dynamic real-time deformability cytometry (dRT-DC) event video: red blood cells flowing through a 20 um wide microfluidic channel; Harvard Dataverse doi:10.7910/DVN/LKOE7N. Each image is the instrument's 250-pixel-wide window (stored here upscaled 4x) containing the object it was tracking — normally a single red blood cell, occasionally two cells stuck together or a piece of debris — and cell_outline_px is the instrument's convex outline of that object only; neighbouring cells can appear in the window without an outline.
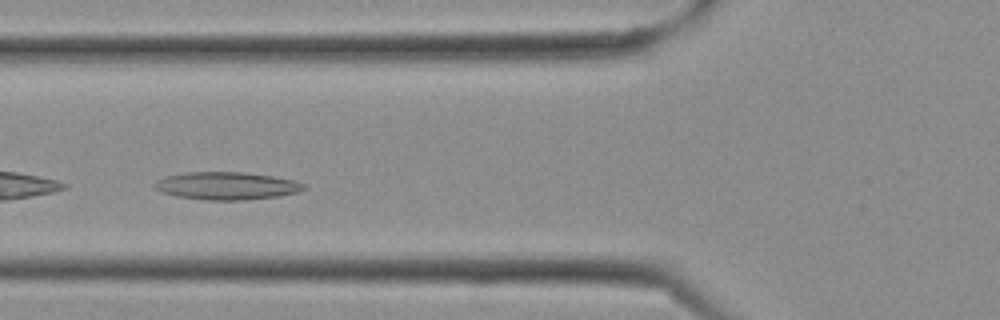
{"species": "Egyptian fruit bat (a non-hibernating species)", "species_latin": "Rousettus aegyptiacus", "temperature_condition": "cold", "stored_images_in_passage": 27, "camera_frame_rate_fps": 3000, "um_per_image_px": 0.085, "frame": {"image": 1, "passage_image": 9, "time_ms": 2.667, "image_size_px": [1000, 320], "cell_outline_px": [[308, 184], [304, 188], [296, 192], [276, 196], [244, 200], [208, 200], [176, 196], [160, 192], [152, 188], [152, 184], [156, 180], [164, 176], [184, 172], [244, 172], [272, 176], [296, 180]], "centroid_in_image_um": [19.2, 15.78], "position_along_channel_um": 106.6, "area_um2": 24.28}}
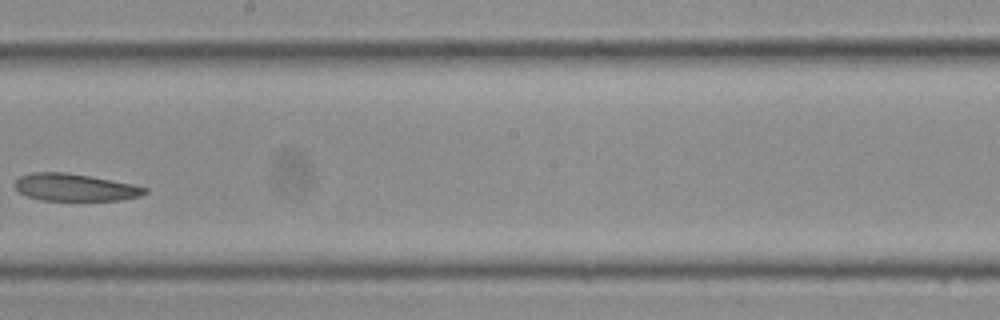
{"frame": {"image": 2, "passage_image": 15, "time_ms": 4.667, "image_size_px": [1000, 320], "cell_outline_px": [[148, 192], [140, 196], [120, 200], [40, 200], [28, 196], [20, 192], [12, 184], [20, 176], [32, 172], [64, 172], [88, 176], [132, 184], [148, 188]], "centroid_in_image_um": [6.35, 15.93], "position_along_channel_um": 241.9, "area_um2": 20.52}}
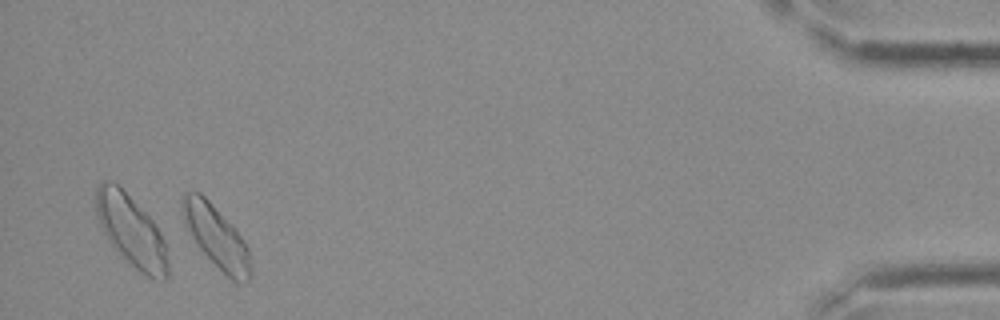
{"frame": {"image": 3, "passage_image": 26, "time_ms": 8.333, "image_size_px": [1000, 320], "cell_outline_px": [[252, 276], [248, 280], [240, 284], [236, 284], [200, 248], [184, 224], [180, 208], [180, 200], [184, 192], [200, 192], [232, 224], [244, 240], [248, 248], [252, 268]], "centroid_in_image_um": [18.39, 20.11], "position_along_channel_um": 416.8, "area_um2": 24.68}}